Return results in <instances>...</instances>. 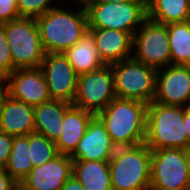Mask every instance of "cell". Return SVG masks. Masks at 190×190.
<instances>
[{
  "label": "cell",
  "instance_id": "5",
  "mask_svg": "<svg viewBox=\"0 0 190 190\" xmlns=\"http://www.w3.org/2000/svg\"><path fill=\"white\" fill-rule=\"evenodd\" d=\"M15 69L39 68L45 57L37 22L20 17L3 23Z\"/></svg>",
  "mask_w": 190,
  "mask_h": 190
},
{
  "label": "cell",
  "instance_id": "13",
  "mask_svg": "<svg viewBox=\"0 0 190 190\" xmlns=\"http://www.w3.org/2000/svg\"><path fill=\"white\" fill-rule=\"evenodd\" d=\"M153 102L190 107V66L169 65L157 70Z\"/></svg>",
  "mask_w": 190,
  "mask_h": 190
},
{
  "label": "cell",
  "instance_id": "33",
  "mask_svg": "<svg viewBox=\"0 0 190 190\" xmlns=\"http://www.w3.org/2000/svg\"><path fill=\"white\" fill-rule=\"evenodd\" d=\"M131 0H81L83 5H94V4H103V3H112V2H126Z\"/></svg>",
  "mask_w": 190,
  "mask_h": 190
},
{
  "label": "cell",
  "instance_id": "1",
  "mask_svg": "<svg viewBox=\"0 0 190 190\" xmlns=\"http://www.w3.org/2000/svg\"><path fill=\"white\" fill-rule=\"evenodd\" d=\"M147 107L137 100L115 98L96 116L116 147L136 146L145 142Z\"/></svg>",
  "mask_w": 190,
  "mask_h": 190
},
{
  "label": "cell",
  "instance_id": "7",
  "mask_svg": "<svg viewBox=\"0 0 190 190\" xmlns=\"http://www.w3.org/2000/svg\"><path fill=\"white\" fill-rule=\"evenodd\" d=\"M116 98L153 102L156 92L157 70L133 57L111 64Z\"/></svg>",
  "mask_w": 190,
  "mask_h": 190
},
{
  "label": "cell",
  "instance_id": "18",
  "mask_svg": "<svg viewBox=\"0 0 190 190\" xmlns=\"http://www.w3.org/2000/svg\"><path fill=\"white\" fill-rule=\"evenodd\" d=\"M95 115L70 104L64 114L62 132L55 142L59 154L71 155L81 138L84 136L88 124Z\"/></svg>",
  "mask_w": 190,
  "mask_h": 190
},
{
  "label": "cell",
  "instance_id": "35",
  "mask_svg": "<svg viewBox=\"0 0 190 190\" xmlns=\"http://www.w3.org/2000/svg\"><path fill=\"white\" fill-rule=\"evenodd\" d=\"M148 190H167V189H157V188L149 187ZM170 190H173V189H170ZM176 190H190V188H188V189H176Z\"/></svg>",
  "mask_w": 190,
  "mask_h": 190
},
{
  "label": "cell",
  "instance_id": "21",
  "mask_svg": "<svg viewBox=\"0 0 190 190\" xmlns=\"http://www.w3.org/2000/svg\"><path fill=\"white\" fill-rule=\"evenodd\" d=\"M63 54L78 76L97 70L104 65L99 58L95 40L89 31Z\"/></svg>",
  "mask_w": 190,
  "mask_h": 190
},
{
  "label": "cell",
  "instance_id": "28",
  "mask_svg": "<svg viewBox=\"0 0 190 190\" xmlns=\"http://www.w3.org/2000/svg\"><path fill=\"white\" fill-rule=\"evenodd\" d=\"M20 18L17 0H0V24Z\"/></svg>",
  "mask_w": 190,
  "mask_h": 190
},
{
  "label": "cell",
  "instance_id": "4",
  "mask_svg": "<svg viewBox=\"0 0 190 190\" xmlns=\"http://www.w3.org/2000/svg\"><path fill=\"white\" fill-rule=\"evenodd\" d=\"M151 153L145 143L117 147L109 160L112 190H148Z\"/></svg>",
  "mask_w": 190,
  "mask_h": 190
},
{
  "label": "cell",
  "instance_id": "23",
  "mask_svg": "<svg viewBox=\"0 0 190 190\" xmlns=\"http://www.w3.org/2000/svg\"><path fill=\"white\" fill-rule=\"evenodd\" d=\"M32 168L28 135L13 136L12 150L4 170L20 184Z\"/></svg>",
  "mask_w": 190,
  "mask_h": 190
},
{
  "label": "cell",
  "instance_id": "2",
  "mask_svg": "<svg viewBox=\"0 0 190 190\" xmlns=\"http://www.w3.org/2000/svg\"><path fill=\"white\" fill-rule=\"evenodd\" d=\"M83 9L75 12L55 7L36 18L42 46L46 53H64L88 32V18Z\"/></svg>",
  "mask_w": 190,
  "mask_h": 190
},
{
  "label": "cell",
  "instance_id": "25",
  "mask_svg": "<svg viewBox=\"0 0 190 190\" xmlns=\"http://www.w3.org/2000/svg\"><path fill=\"white\" fill-rule=\"evenodd\" d=\"M30 158L33 167L43 165L55 158L59 153L55 142L42 134L33 132L28 134Z\"/></svg>",
  "mask_w": 190,
  "mask_h": 190
},
{
  "label": "cell",
  "instance_id": "32",
  "mask_svg": "<svg viewBox=\"0 0 190 190\" xmlns=\"http://www.w3.org/2000/svg\"><path fill=\"white\" fill-rule=\"evenodd\" d=\"M183 126L188 142L190 143V107H184Z\"/></svg>",
  "mask_w": 190,
  "mask_h": 190
},
{
  "label": "cell",
  "instance_id": "34",
  "mask_svg": "<svg viewBox=\"0 0 190 190\" xmlns=\"http://www.w3.org/2000/svg\"><path fill=\"white\" fill-rule=\"evenodd\" d=\"M185 155L187 158V163H188V169H189V176H190V147L185 149Z\"/></svg>",
  "mask_w": 190,
  "mask_h": 190
},
{
  "label": "cell",
  "instance_id": "9",
  "mask_svg": "<svg viewBox=\"0 0 190 190\" xmlns=\"http://www.w3.org/2000/svg\"><path fill=\"white\" fill-rule=\"evenodd\" d=\"M150 187L188 189L190 176L184 149H160L151 153Z\"/></svg>",
  "mask_w": 190,
  "mask_h": 190
},
{
  "label": "cell",
  "instance_id": "10",
  "mask_svg": "<svg viewBox=\"0 0 190 190\" xmlns=\"http://www.w3.org/2000/svg\"><path fill=\"white\" fill-rule=\"evenodd\" d=\"M133 35L135 60L156 70L171 65L167 26L146 19Z\"/></svg>",
  "mask_w": 190,
  "mask_h": 190
},
{
  "label": "cell",
  "instance_id": "29",
  "mask_svg": "<svg viewBox=\"0 0 190 190\" xmlns=\"http://www.w3.org/2000/svg\"><path fill=\"white\" fill-rule=\"evenodd\" d=\"M13 136L0 132V167L5 168L12 150Z\"/></svg>",
  "mask_w": 190,
  "mask_h": 190
},
{
  "label": "cell",
  "instance_id": "3",
  "mask_svg": "<svg viewBox=\"0 0 190 190\" xmlns=\"http://www.w3.org/2000/svg\"><path fill=\"white\" fill-rule=\"evenodd\" d=\"M184 107L151 102L147 107L145 144L153 150L187 149L183 126Z\"/></svg>",
  "mask_w": 190,
  "mask_h": 190
},
{
  "label": "cell",
  "instance_id": "27",
  "mask_svg": "<svg viewBox=\"0 0 190 190\" xmlns=\"http://www.w3.org/2000/svg\"><path fill=\"white\" fill-rule=\"evenodd\" d=\"M13 72V62L3 24H0V83Z\"/></svg>",
  "mask_w": 190,
  "mask_h": 190
},
{
  "label": "cell",
  "instance_id": "31",
  "mask_svg": "<svg viewBox=\"0 0 190 190\" xmlns=\"http://www.w3.org/2000/svg\"><path fill=\"white\" fill-rule=\"evenodd\" d=\"M60 190H85L80 182L72 175L62 186Z\"/></svg>",
  "mask_w": 190,
  "mask_h": 190
},
{
  "label": "cell",
  "instance_id": "11",
  "mask_svg": "<svg viewBox=\"0 0 190 190\" xmlns=\"http://www.w3.org/2000/svg\"><path fill=\"white\" fill-rule=\"evenodd\" d=\"M0 86L13 99L36 107L49 101L50 95L46 78L41 68L15 69Z\"/></svg>",
  "mask_w": 190,
  "mask_h": 190
},
{
  "label": "cell",
  "instance_id": "8",
  "mask_svg": "<svg viewBox=\"0 0 190 190\" xmlns=\"http://www.w3.org/2000/svg\"><path fill=\"white\" fill-rule=\"evenodd\" d=\"M115 98L111 65L78 76L74 106L97 115Z\"/></svg>",
  "mask_w": 190,
  "mask_h": 190
},
{
  "label": "cell",
  "instance_id": "24",
  "mask_svg": "<svg viewBox=\"0 0 190 190\" xmlns=\"http://www.w3.org/2000/svg\"><path fill=\"white\" fill-rule=\"evenodd\" d=\"M167 26L171 65L190 66V28L187 21Z\"/></svg>",
  "mask_w": 190,
  "mask_h": 190
},
{
  "label": "cell",
  "instance_id": "22",
  "mask_svg": "<svg viewBox=\"0 0 190 190\" xmlns=\"http://www.w3.org/2000/svg\"><path fill=\"white\" fill-rule=\"evenodd\" d=\"M147 18L164 25L187 21L190 0H146Z\"/></svg>",
  "mask_w": 190,
  "mask_h": 190
},
{
  "label": "cell",
  "instance_id": "17",
  "mask_svg": "<svg viewBox=\"0 0 190 190\" xmlns=\"http://www.w3.org/2000/svg\"><path fill=\"white\" fill-rule=\"evenodd\" d=\"M92 34L99 58L104 65H111L132 58L133 36L116 29H88Z\"/></svg>",
  "mask_w": 190,
  "mask_h": 190
},
{
  "label": "cell",
  "instance_id": "20",
  "mask_svg": "<svg viewBox=\"0 0 190 190\" xmlns=\"http://www.w3.org/2000/svg\"><path fill=\"white\" fill-rule=\"evenodd\" d=\"M72 175L85 190H112L109 161L73 160Z\"/></svg>",
  "mask_w": 190,
  "mask_h": 190
},
{
  "label": "cell",
  "instance_id": "26",
  "mask_svg": "<svg viewBox=\"0 0 190 190\" xmlns=\"http://www.w3.org/2000/svg\"><path fill=\"white\" fill-rule=\"evenodd\" d=\"M54 0H17V7L20 17L36 19L47 11L55 8L50 6Z\"/></svg>",
  "mask_w": 190,
  "mask_h": 190
},
{
  "label": "cell",
  "instance_id": "30",
  "mask_svg": "<svg viewBox=\"0 0 190 190\" xmlns=\"http://www.w3.org/2000/svg\"><path fill=\"white\" fill-rule=\"evenodd\" d=\"M19 184L4 170L0 169V190H18Z\"/></svg>",
  "mask_w": 190,
  "mask_h": 190
},
{
  "label": "cell",
  "instance_id": "16",
  "mask_svg": "<svg viewBox=\"0 0 190 190\" xmlns=\"http://www.w3.org/2000/svg\"><path fill=\"white\" fill-rule=\"evenodd\" d=\"M0 132L11 136H25L35 132L34 107L13 99L3 88Z\"/></svg>",
  "mask_w": 190,
  "mask_h": 190
},
{
  "label": "cell",
  "instance_id": "15",
  "mask_svg": "<svg viewBox=\"0 0 190 190\" xmlns=\"http://www.w3.org/2000/svg\"><path fill=\"white\" fill-rule=\"evenodd\" d=\"M116 149L104 124L95 115L70 157L72 160L109 161Z\"/></svg>",
  "mask_w": 190,
  "mask_h": 190
},
{
  "label": "cell",
  "instance_id": "37",
  "mask_svg": "<svg viewBox=\"0 0 190 190\" xmlns=\"http://www.w3.org/2000/svg\"><path fill=\"white\" fill-rule=\"evenodd\" d=\"M187 22H188V25H189V28H190V17L188 18Z\"/></svg>",
  "mask_w": 190,
  "mask_h": 190
},
{
  "label": "cell",
  "instance_id": "19",
  "mask_svg": "<svg viewBox=\"0 0 190 190\" xmlns=\"http://www.w3.org/2000/svg\"><path fill=\"white\" fill-rule=\"evenodd\" d=\"M69 105L64 101L50 99L34 107L35 132L56 142L61 135L65 110Z\"/></svg>",
  "mask_w": 190,
  "mask_h": 190
},
{
  "label": "cell",
  "instance_id": "12",
  "mask_svg": "<svg viewBox=\"0 0 190 190\" xmlns=\"http://www.w3.org/2000/svg\"><path fill=\"white\" fill-rule=\"evenodd\" d=\"M51 99L73 104L78 75L63 53H46L40 66Z\"/></svg>",
  "mask_w": 190,
  "mask_h": 190
},
{
  "label": "cell",
  "instance_id": "6",
  "mask_svg": "<svg viewBox=\"0 0 190 190\" xmlns=\"http://www.w3.org/2000/svg\"><path fill=\"white\" fill-rule=\"evenodd\" d=\"M89 29H116L132 36L147 19L146 0L84 5Z\"/></svg>",
  "mask_w": 190,
  "mask_h": 190
},
{
  "label": "cell",
  "instance_id": "14",
  "mask_svg": "<svg viewBox=\"0 0 190 190\" xmlns=\"http://www.w3.org/2000/svg\"><path fill=\"white\" fill-rule=\"evenodd\" d=\"M72 171L71 157L58 154L43 165L33 167L19 184L18 190H60L72 176Z\"/></svg>",
  "mask_w": 190,
  "mask_h": 190
},
{
  "label": "cell",
  "instance_id": "36",
  "mask_svg": "<svg viewBox=\"0 0 190 190\" xmlns=\"http://www.w3.org/2000/svg\"><path fill=\"white\" fill-rule=\"evenodd\" d=\"M1 105H2V87L0 86V115H1Z\"/></svg>",
  "mask_w": 190,
  "mask_h": 190
}]
</instances>
